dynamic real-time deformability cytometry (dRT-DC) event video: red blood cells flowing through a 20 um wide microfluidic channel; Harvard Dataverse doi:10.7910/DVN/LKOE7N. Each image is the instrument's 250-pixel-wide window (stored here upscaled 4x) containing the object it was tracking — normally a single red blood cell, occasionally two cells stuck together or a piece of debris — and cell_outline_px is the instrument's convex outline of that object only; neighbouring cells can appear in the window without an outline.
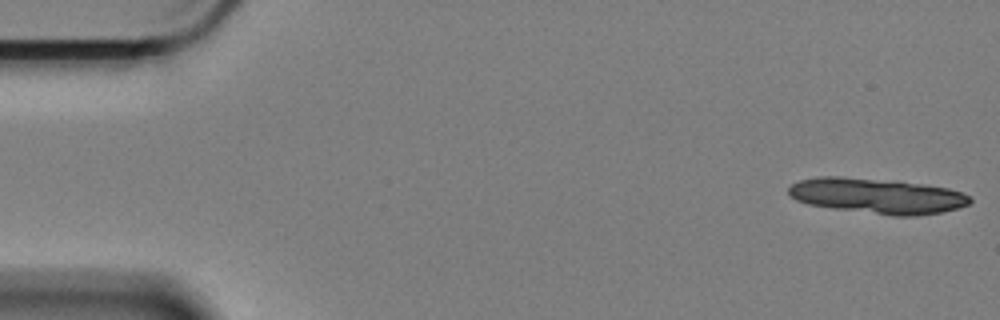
{"species": "Egyptian fruit bat (a non-hibernating species)", "species_latin": "Rousettus aegyptiacus", "temperature_condition": "cold", "stored_images_in_passage": 15, "camera_frame_rate_fps": 3000, "um_per_image_px": 0.085, "animal": {"sex": "female"}, "frame": {"image": 1, "passage_image": 1, "time_ms": 0.0, "image_size_px": [1000, 320], "cell_outline_px": [[972, 200], [968, 204], [956, 208], [940, 212], [916, 216], [892, 216], [832, 208], [808, 204], [796, 200], [788, 192], [788, 188], [792, 184], [800, 180], [820, 176], [840, 176], [920, 184], [948, 188], [960, 192], [968, 196]], "centroid_in_image_um": [74.52, 16.66], "position_along_channel_um": 10.5, "area_um2": 36.88}}